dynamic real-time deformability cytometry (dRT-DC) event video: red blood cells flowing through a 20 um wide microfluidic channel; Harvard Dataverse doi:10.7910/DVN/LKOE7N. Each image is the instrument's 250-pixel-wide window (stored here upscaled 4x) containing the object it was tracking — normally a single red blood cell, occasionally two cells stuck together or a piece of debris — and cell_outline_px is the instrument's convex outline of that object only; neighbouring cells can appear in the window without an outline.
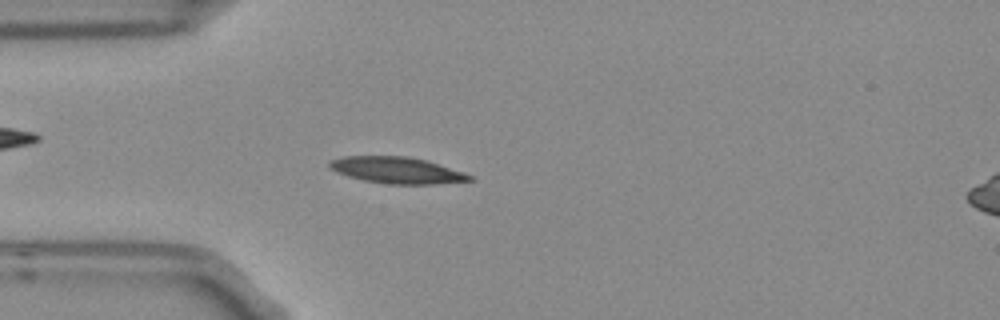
{"species": "Egyptian fruit bat (a non-hibernating species)", "species_latin": "Rousettus aegyptiacus", "temperature_condition": "room temperature", "stored_images_in_passage": 4, "camera_frame_rate_fps": 3000, "um_per_image_px": 0.085, "frame": {"image": 1, "passage_image": 4, "time_ms": 1.0, "image_size_px": [1000, 320], "cell_outline_px": [[476, 180], [432, 184], [388, 184], [364, 180], [348, 176], [336, 172], [328, 168], [328, 164], [332, 160], [344, 156], [408, 156], [428, 160], [464, 172], [472, 176]], "centroid_in_image_um": [33.76, 14.46], "position_along_channel_um": 51.2, "area_um2": 21.68}}